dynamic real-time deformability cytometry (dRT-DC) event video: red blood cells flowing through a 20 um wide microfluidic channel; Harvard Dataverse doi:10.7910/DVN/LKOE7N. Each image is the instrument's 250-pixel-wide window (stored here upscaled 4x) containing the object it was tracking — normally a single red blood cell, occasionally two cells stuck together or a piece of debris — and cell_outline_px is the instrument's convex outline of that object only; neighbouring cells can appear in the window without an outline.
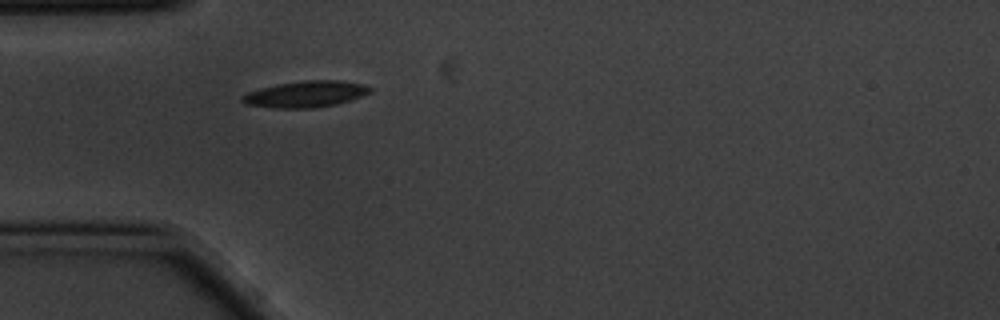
{"species": "common noctule bat (a hibernating species)", "species_latin": "Nyctalus noctula", "temperature_condition": "cold", "stored_images_in_passage": 5, "camera_frame_rate_fps": 3000, "um_per_image_px": 0.085, "animal": {"sex": "male", "body_mass_g": 20.1, "forearm_length_mm": 53.5}, "frame": {"image": 1, "passage_image": 5, "time_ms": 1.333, "image_size_px": [1000, 320], "cell_outline_px": [[372, 92], [352, 100], [336, 104], [312, 108], [272, 108], [248, 104], [240, 100], [240, 96], [248, 92], [260, 88], [276, 84], [304, 80], [340, 80], [364, 84], [372, 88]], "centroid_in_image_um": [26.0, 7.99], "position_along_channel_um": 59.0, "area_um2": 19.77}}